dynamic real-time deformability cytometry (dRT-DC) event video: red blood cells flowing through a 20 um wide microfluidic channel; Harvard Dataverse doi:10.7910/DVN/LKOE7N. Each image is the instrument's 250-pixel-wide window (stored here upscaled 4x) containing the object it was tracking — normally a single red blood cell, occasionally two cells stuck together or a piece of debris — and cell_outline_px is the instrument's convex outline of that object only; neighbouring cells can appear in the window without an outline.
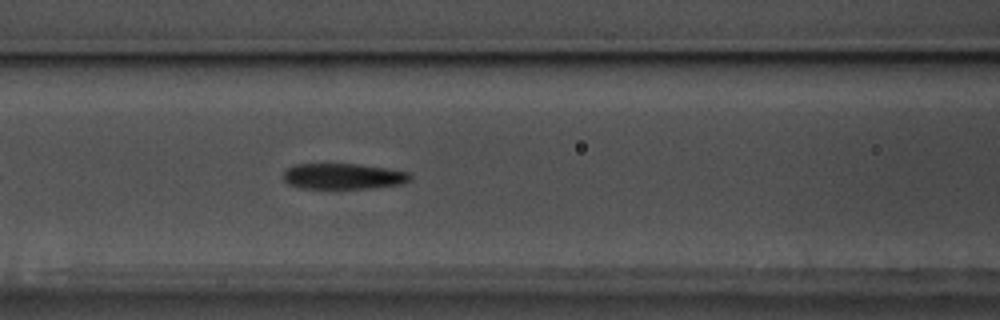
{"species": "common noctule bat (a hibernating species)", "species_latin": "Nyctalus noctula", "temperature_condition": "warm", "stored_images_in_passage": 36, "camera_frame_rate_fps": 3000, "um_per_image_px": 0.085, "animal": {"sex": "male", "body_mass_g": 17.5, "forearm_length_mm": 52.3}, "frame": {"image": 1, "passage_image": 10, "time_ms": 3.0, "image_size_px": [1000, 320], "cell_outline_px": [[412, 180], [404, 184], [376, 188], [300, 188], [288, 184], [284, 180], [284, 172], [288, 168], [296, 164], [356, 164], [384, 168], [408, 172], [412, 176]], "centroid_in_image_um": [29.21, 14.99], "position_along_channel_um": 137.4, "area_um2": 19.07}}
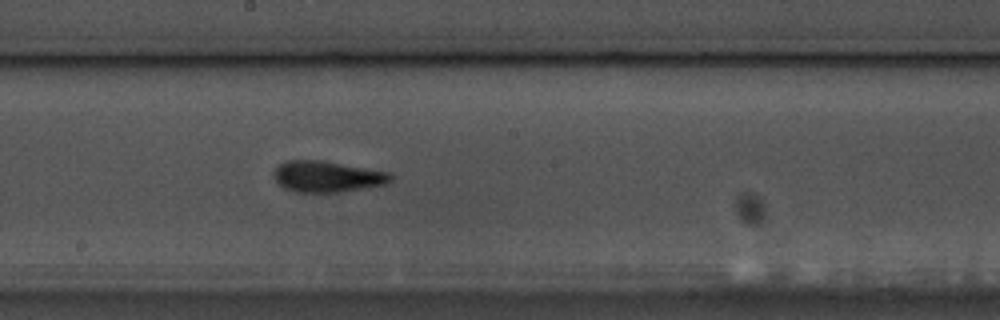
{"frame": {"image": 2, "passage_image": 17, "time_ms": 5.333, "image_size_px": [1000, 320], "cell_outline_px": [[392, 180], [384, 184], [364, 188], [340, 192], [296, 192], [284, 188], [276, 180], [272, 172], [280, 164], [288, 160], [320, 160], [392, 172]], "centroid_in_image_um": [27.82, 15.0], "position_along_channel_um": 220.4, "area_um2": 21.15}}
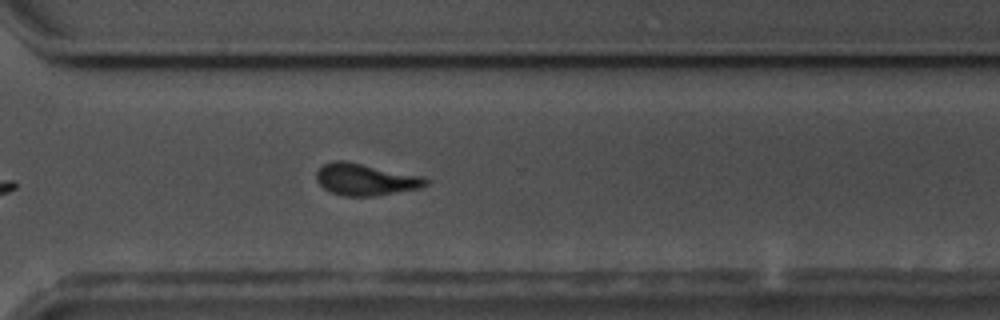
{"frame": {"image": 3, "passage_image": 27, "time_ms": 8.667, "image_size_px": [1000, 320], "cell_outline_px": [[428, 184], [420, 188], [376, 196], [344, 196], [332, 192], [324, 188], [316, 180], [316, 172], [324, 164], [332, 160], [344, 160], [424, 176], [428, 180]], "centroid_in_image_um": [31.08, 15.25], "position_along_channel_um": 339.5, "area_um2": 20.35}}